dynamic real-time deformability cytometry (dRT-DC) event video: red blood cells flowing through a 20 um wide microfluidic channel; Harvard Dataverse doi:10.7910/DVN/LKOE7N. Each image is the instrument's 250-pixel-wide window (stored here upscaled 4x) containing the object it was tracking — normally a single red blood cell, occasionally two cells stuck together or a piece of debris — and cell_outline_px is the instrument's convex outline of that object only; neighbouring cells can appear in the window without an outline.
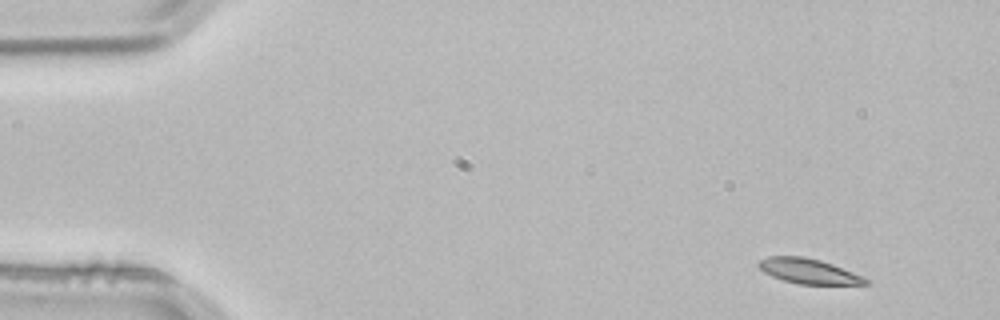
{"species": "common noctule bat (a hibernating species)", "species_latin": "Nyctalus noctula", "temperature_condition": "room temperature", "stored_images_in_passage": 3, "camera_frame_rate_fps": 3000, "um_per_image_px": 0.085, "animal": {"sex": "male", "body_mass_g": 21.5, "forearm_length_mm": 52.0}, "frame": {"image": 1, "passage_image": 1, "time_ms": 0.0, "image_size_px": [1000, 320], "cell_outline_px": [[872, 280], [868, 284], [800, 284], [784, 280], [772, 276], [764, 272], [756, 264], [756, 260], [768, 256], [804, 256], [820, 260], [832, 264], [864, 276]], "centroid_in_image_um": [68.73, 23.04], "position_along_channel_um": 16.3, "area_um2": 15.72}}
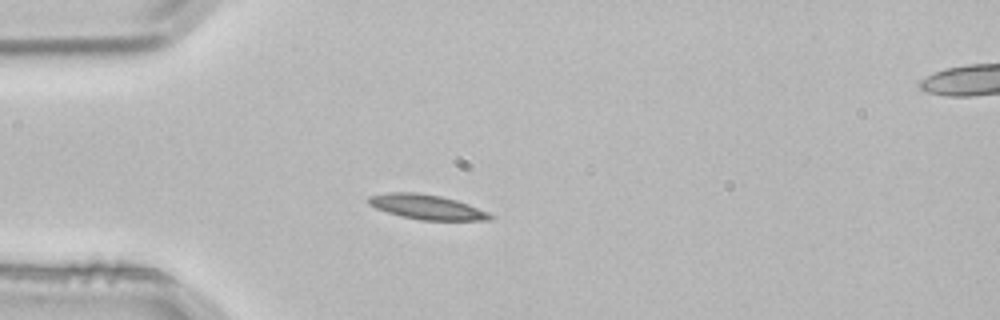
{"frame": {"image": 2, "passage_image": 3, "time_ms": 0.667, "image_size_px": [1000, 320], "cell_outline_px": [[496, 216], [492, 220], [420, 220], [400, 216], [376, 208], [368, 204], [368, 196], [388, 192], [416, 192], [440, 196], [456, 200], [468, 204], [488, 212]], "centroid_in_image_um": [36.28, 17.59], "position_along_channel_um": 48.7, "area_um2": 17.57}}